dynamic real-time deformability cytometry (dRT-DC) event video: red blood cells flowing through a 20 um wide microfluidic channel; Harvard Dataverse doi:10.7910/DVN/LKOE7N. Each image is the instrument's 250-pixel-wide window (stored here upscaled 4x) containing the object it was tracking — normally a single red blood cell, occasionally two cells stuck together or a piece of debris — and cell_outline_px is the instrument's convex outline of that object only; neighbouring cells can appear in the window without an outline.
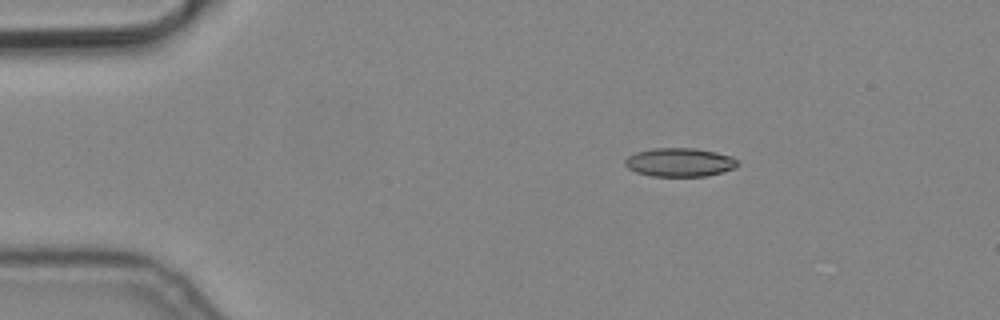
{"species": "common noctule bat (a hibernating species)", "species_latin": "Nyctalus noctula", "temperature_condition": "cold", "stored_images_in_passage": 3, "camera_frame_rate_fps": 3000, "um_per_image_px": 0.085, "animal": {"sex": "male", "body_mass_g": 19.2, "forearm_length_mm": 51.8}, "frame": {"image": 1, "passage_image": 2, "time_ms": 0.333, "image_size_px": [1000, 320], "cell_outline_px": [[740, 164], [736, 168], [724, 172], [708, 176], [652, 176], [636, 172], [628, 168], [624, 164], [624, 160], [628, 156], [636, 152], [652, 148], [696, 148], [716, 152], [732, 156]], "centroid_in_image_um": [57.79, 13.79], "position_along_channel_um": 27.2, "area_um2": 19.02}}